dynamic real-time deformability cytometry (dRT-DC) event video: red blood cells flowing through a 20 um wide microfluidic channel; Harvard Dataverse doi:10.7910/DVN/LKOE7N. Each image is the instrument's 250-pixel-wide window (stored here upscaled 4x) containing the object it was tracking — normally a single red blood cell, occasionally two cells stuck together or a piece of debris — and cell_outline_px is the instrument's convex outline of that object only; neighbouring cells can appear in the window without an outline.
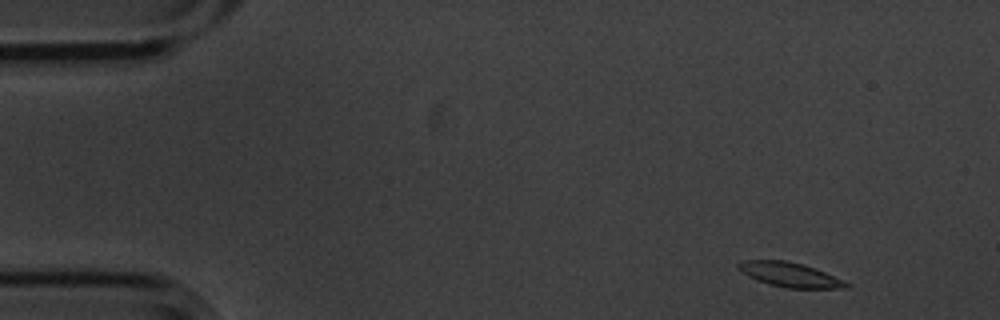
{"species": "common noctule bat (a hibernating species)", "species_latin": "Nyctalus noctula", "temperature_condition": "cold", "stored_images_in_passage": 52, "camera_frame_rate_fps": 3000, "um_per_image_px": 0.085, "animal": {"sex": "male", "body_mass_g": 20.1, "forearm_length_mm": 53.5}, "frame": {"image": 1, "passage_image": 1, "time_ms": 0.0, "image_size_px": [1000, 320], "cell_outline_px": [[852, 284], [848, 288], [788, 288], [768, 284], [756, 280], [748, 276], [736, 268], [736, 264], [740, 260], [784, 260], [804, 264], [816, 268]], "centroid_in_image_um": [67.12, 23.34], "position_along_channel_um": 17.9, "area_um2": 15.61}}
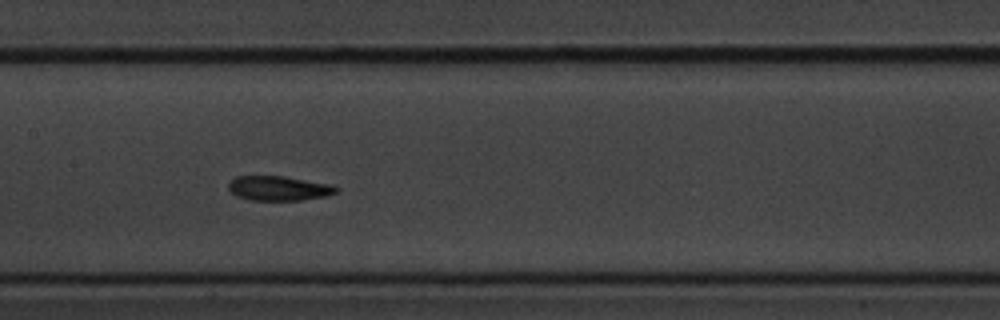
{"frame": {"image": 2, "passage_image": 23, "time_ms": 7.333, "image_size_px": [1000, 320], "cell_outline_px": [[340, 188], [336, 192], [328, 196], [304, 200], [248, 200], [236, 196], [228, 188], [228, 184], [236, 176], [284, 176], [332, 184]], "centroid_in_image_um": [23.73, 16.01], "position_along_channel_um": 183.7, "area_um2": 15.61}}
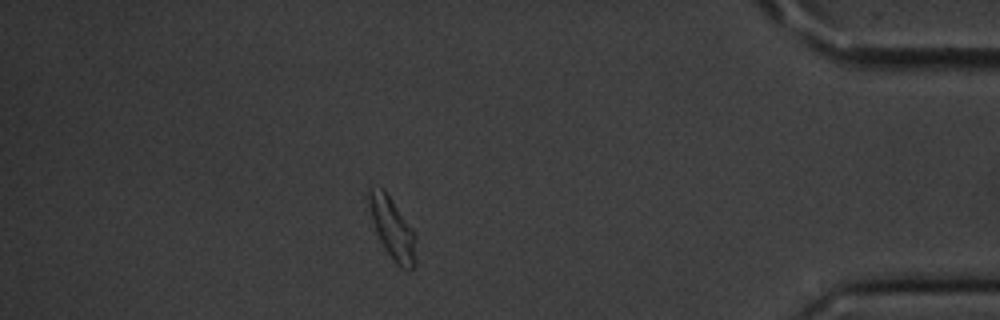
{"frame": {"image": 3, "passage_image": 45, "time_ms": 14.667, "image_size_px": [1000, 320], "cell_outline_px": [[416, 268], [400, 268], [396, 264], [384, 248], [376, 232], [372, 220], [368, 204], [368, 188], [384, 188], [416, 232]], "centroid_in_image_um": [33.39, 19.42], "position_along_channel_um": 401.8, "area_um2": 17.11}, "authors_computed_cell_mechanics": {"area_um2": 15.8372, "velocity_mm_per_s": 3.5407, "shape_relaxation_time_tau1_ms": 3.8601, "shape_relaxation_time_tau2_ms": 4.4333, "deformation_change_tau1": 0.1337, "deformation_change_tau2": 0.1052}}